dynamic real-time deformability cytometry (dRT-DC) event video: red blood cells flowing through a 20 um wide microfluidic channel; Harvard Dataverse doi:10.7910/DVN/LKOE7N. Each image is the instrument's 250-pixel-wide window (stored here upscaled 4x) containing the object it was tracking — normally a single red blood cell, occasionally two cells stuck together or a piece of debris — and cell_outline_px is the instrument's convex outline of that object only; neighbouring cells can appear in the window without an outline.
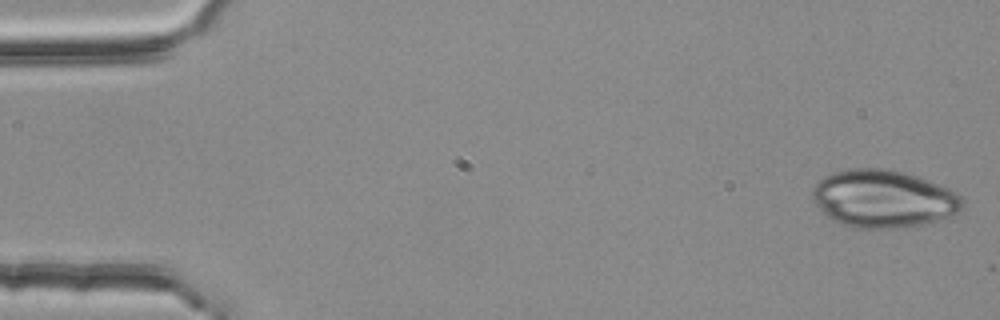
{"species": "common noctule bat (a hibernating species)", "species_latin": "Nyctalus noctula", "temperature_condition": "room temperature", "stored_images_in_passage": 8, "camera_frame_rate_fps": 3000, "um_per_image_px": 0.085, "animal": {"sex": "female", "body_mass_g": 25.1}, "frame": {"image": 1, "passage_image": 1, "time_ms": 0.0, "image_size_px": [1000, 320], "cell_outline_px": [[964, 208], [960, 212], [936, 220], [920, 224], [896, 228], [852, 228], [828, 216], [812, 200], [812, 188], [824, 176], [832, 172], [852, 168], [884, 168], [904, 172], [928, 180], [948, 188], [956, 192], [964, 200]], "centroid_in_image_um": [75.09, 16.88], "position_along_channel_um": 9.9, "area_um2": 50.17}}